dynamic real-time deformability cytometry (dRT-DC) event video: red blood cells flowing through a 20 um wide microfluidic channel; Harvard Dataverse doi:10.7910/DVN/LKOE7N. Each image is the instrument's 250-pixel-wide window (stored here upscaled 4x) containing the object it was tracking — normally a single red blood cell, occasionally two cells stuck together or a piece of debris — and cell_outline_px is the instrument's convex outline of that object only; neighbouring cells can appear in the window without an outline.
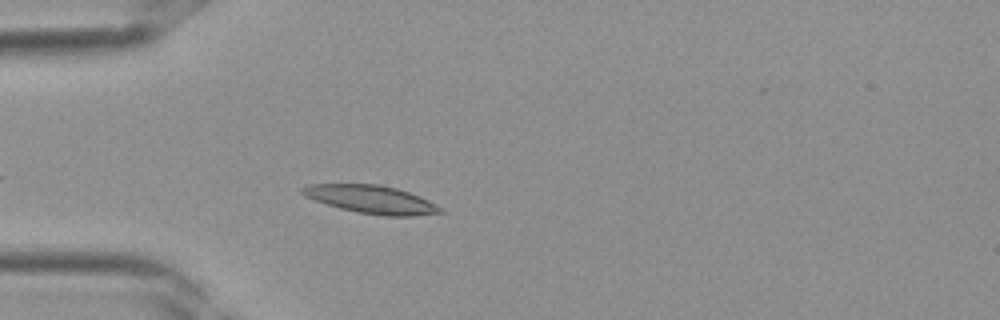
{"species": "Egyptian fruit bat (a non-hibernating species)", "species_latin": "Rousettus aegyptiacus", "temperature_condition": "room temperature", "stored_images_in_passage": 29, "camera_frame_rate_fps": 3000, "um_per_image_px": 0.085, "frame": {"image": 1, "passage_image": 4, "time_ms": 1.0, "image_size_px": [1000, 320], "cell_outline_px": [[444, 212], [412, 216], [384, 216], [360, 212], [340, 208], [304, 196], [300, 192], [300, 188], [312, 184], [380, 184], [396, 188], [408, 192], [428, 200], [444, 208]], "centroid_in_image_um": [31.58, 16.95], "position_along_channel_um": 53.4, "area_um2": 22.37}}
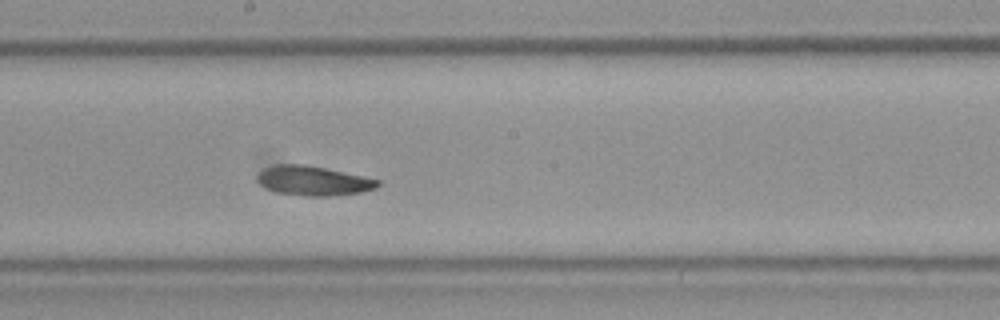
{"frame": {"image": 2, "passage_image": 14, "time_ms": 4.333, "image_size_px": [1000, 320], "cell_outline_px": [[380, 184], [376, 188], [360, 192], [328, 196], [304, 196], [276, 192], [264, 188], [256, 180], [256, 176], [264, 168], [276, 164], [304, 164], [324, 168], [380, 180]], "centroid_in_image_um": [26.57, 15.37], "position_along_channel_um": 221.6, "area_um2": 20.63}}
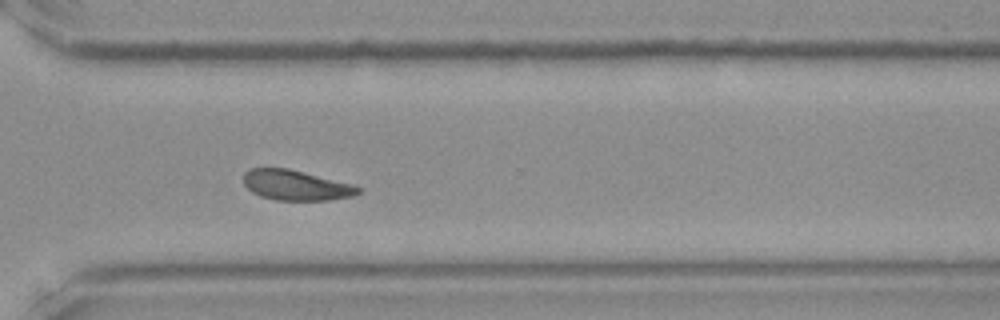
{"frame": {"image": 3, "passage_image": 21, "time_ms": 6.667, "image_size_px": [1000, 320], "cell_outline_px": [[360, 192], [352, 196], [328, 200], [276, 200], [260, 196], [252, 192], [244, 184], [244, 172], [248, 168], [288, 168], [352, 184], [360, 188]], "centroid_in_image_um": [25.12, 15.74], "position_along_channel_um": 345.5, "area_um2": 20.06}}